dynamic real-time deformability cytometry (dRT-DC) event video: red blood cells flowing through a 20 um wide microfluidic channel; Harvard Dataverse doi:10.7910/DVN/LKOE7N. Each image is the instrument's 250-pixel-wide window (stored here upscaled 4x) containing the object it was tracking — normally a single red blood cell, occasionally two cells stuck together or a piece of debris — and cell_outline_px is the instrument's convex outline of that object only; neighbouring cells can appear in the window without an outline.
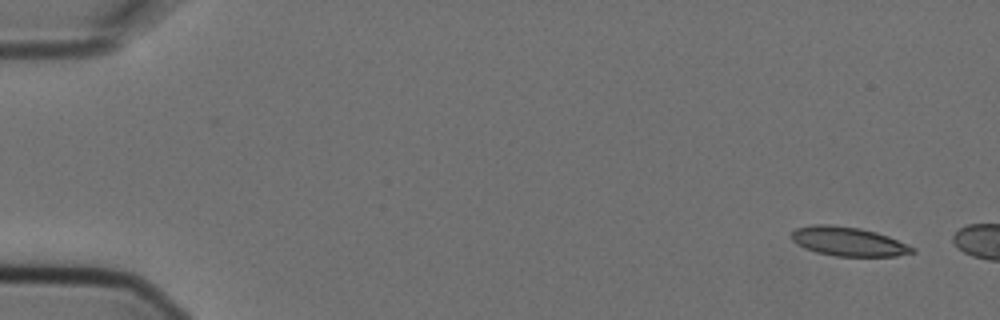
{"species": "Egyptian fruit bat (a non-hibernating species)", "species_latin": "Rousettus aegyptiacus", "temperature_condition": "cold", "stored_images_in_passage": 2, "camera_frame_rate_fps": 3000, "um_per_image_px": 0.085, "animal": {"sex": "female"}, "frame": {"image": 1, "passage_image": 1, "time_ms": 0.0, "image_size_px": [1000, 320], "cell_outline_px": [[916, 252], [896, 256], [836, 256], [816, 252], [804, 248], [796, 244], [792, 240], [792, 232], [796, 228], [812, 224], [832, 224], [860, 228], [876, 232], [888, 236], [916, 248]], "centroid_in_image_um": [72.1, 20.52], "position_along_channel_um": 12.9, "area_um2": 20.58}}